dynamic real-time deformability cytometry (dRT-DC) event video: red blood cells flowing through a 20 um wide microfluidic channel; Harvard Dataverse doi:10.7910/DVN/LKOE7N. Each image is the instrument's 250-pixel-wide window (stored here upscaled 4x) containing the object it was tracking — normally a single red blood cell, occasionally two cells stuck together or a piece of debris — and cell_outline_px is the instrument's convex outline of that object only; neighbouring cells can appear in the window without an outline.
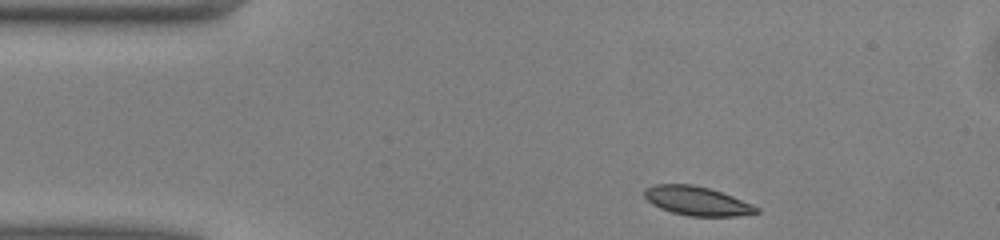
{"species": "common noctule bat (a hibernating species)", "species_latin": "Nyctalus noctula", "temperature_condition": "warm", "stored_images_in_passage": 43, "camera_frame_rate_fps": 3000, "um_per_image_px": 0.085, "animal": {"sex": "male", "body_mass_g": 13.0, "forearm_length_mm": 53.1}, "frame": {"image": 1, "passage_image": 1, "time_ms": 0.0, "image_size_px": [1000, 240], "cell_outline_px": [[760, 212], [736, 216], [688, 216], [672, 212], [660, 208], [652, 204], [644, 196], [644, 188], [656, 184], [692, 184], [708, 188], [732, 196], [752, 204], [760, 208]], "centroid_in_image_um": [59.23, 17.08], "position_along_channel_um": 25.8, "area_um2": 18.84}}
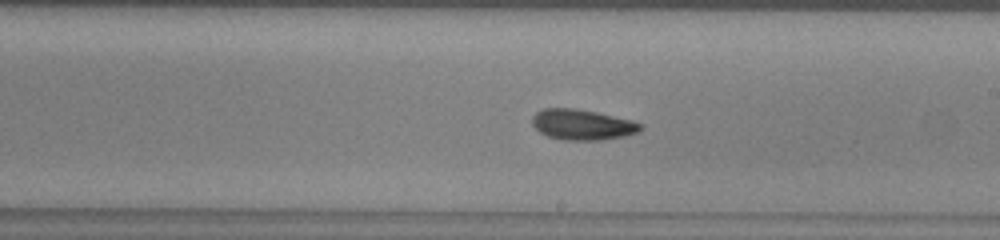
{"frame": {"image": 2, "passage_image": 21, "time_ms": 6.667, "image_size_px": [1000, 240], "cell_outline_px": [[644, 128], [636, 132], [624, 136], [600, 140], [564, 140], [548, 136], [540, 132], [532, 124], [532, 116], [536, 112], [544, 108], [572, 108], [596, 112], [632, 120], [644, 124]], "centroid_in_image_um": [49.5, 10.59], "position_along_channel_um": 239.5, "area_um2": 19.25}}
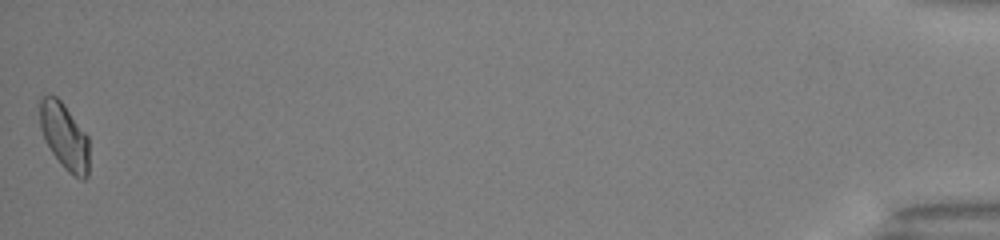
{"frame": {"image": 3, "passage_image": 43, "time_ms": 14.0, "image_size_px": [1000, 240], "cell_outline_px": [[88, 176], [84, 180], [80, 180], [72, 176], [60, 164], [44, 140], [40, 128], [40, 96], [56, 96], [64, 104], [88, 136]], "centroid_in_image_um": [5.48, 11.62], "position_along_channel_um": 429.7, "area_um2": 19.13}, "authors_computed_cell_mechanics": {"area_um2": 18.9006, "velocity_mm_per_s": 4.0579, "shape_relaxation_time_tau1_ms": 3.2612, "shape_relaxation_time_tau2_ms": 3.9212, "deformation_change_tau1": 0.1144, "deformation_change_tau2": 0.09}}